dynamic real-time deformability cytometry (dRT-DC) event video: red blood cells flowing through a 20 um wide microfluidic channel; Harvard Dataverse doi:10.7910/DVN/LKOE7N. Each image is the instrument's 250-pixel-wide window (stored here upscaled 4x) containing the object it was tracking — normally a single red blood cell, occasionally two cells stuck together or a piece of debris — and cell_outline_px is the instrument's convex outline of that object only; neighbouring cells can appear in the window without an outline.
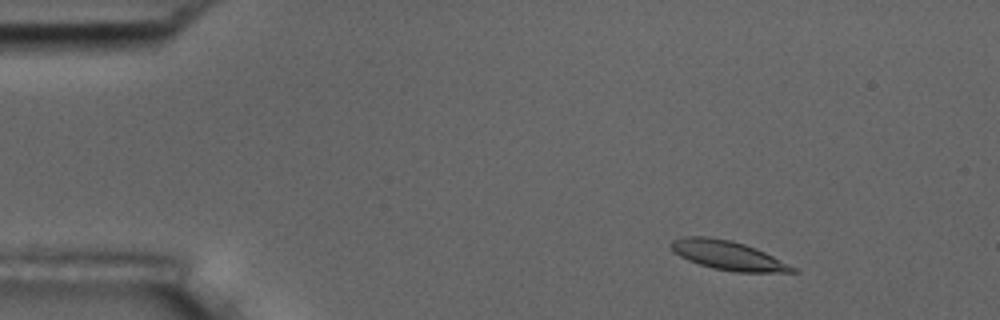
{"species": "common noctule bat (a hibernating species)", "species_latin": "Nyctalus noctula", "temperature_condition": "room temperature", "stored_images_in_passage": 6, "camera_frame_rate_fps": 3000, "um_per_image_px": 0.085, "animal": {"sex": "male", "body_mass_g": 17.5, "forearm_length_mm": 52.3}, "frame": {"image": 1, "passage_image": 2, "time_ms": 1.0, "image_size_px": [1000, 320], "cell_outline_px": [[796, 272], [736, 272], [712, 268], [688, 260], [680, 256], [668, 244], [672, 240], [684, 236], [708, 236], [732, 240], [756, 248], [796, 268]], "centroid_in_image_um": [61.83, 21.69], "position_along_channel_um": 23.2, "area_um2": 20.4}}
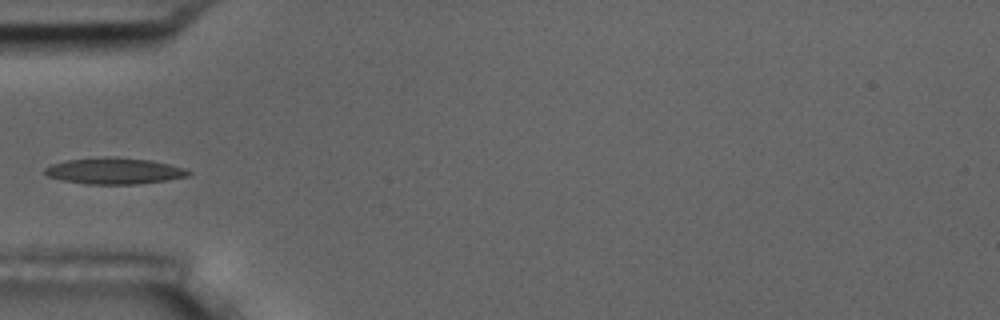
{"frame": {"image": 2, "passage_image": 5, "time_ms": 4.667, "image_size_px": [1000, 320], "cell_outline_px": [[192, 172], [188, 176], [168, 180], [136, 184], [84, 184], [64, 180], [48, 176], [44, 172], [44, 168], [52, 164], [68, 160], [108, 156], [112, 156], [152, 160], [184, 168]], "centroid_in_image_um": [9.73, 14.52], "position_along_channel_um": 75.3, "area_um2": 21.96}}